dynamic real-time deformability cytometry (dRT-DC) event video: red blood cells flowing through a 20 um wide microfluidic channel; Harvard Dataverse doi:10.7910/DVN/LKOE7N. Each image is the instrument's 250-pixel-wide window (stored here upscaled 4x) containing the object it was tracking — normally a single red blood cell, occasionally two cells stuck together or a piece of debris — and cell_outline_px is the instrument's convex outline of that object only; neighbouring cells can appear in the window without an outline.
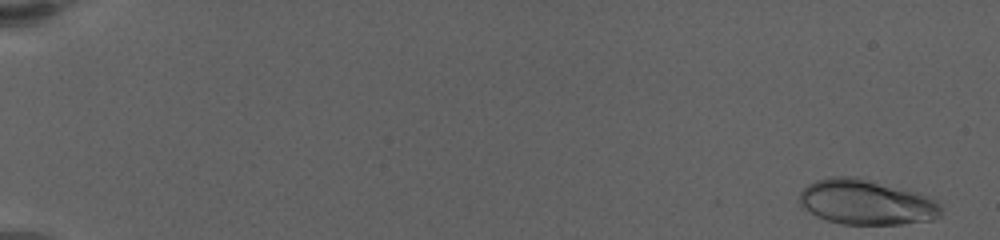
{"species": "human", "species_latin": "Homo sapiens", "temperature_condition": "warm", "stored_images_in_passage": 78, "camera_frame_rate_fps": 3000, "um_per_image_px": 0.085, "donor": {"sex": "female"}, "frame": {"image": 1, "passage_image": 1, "time_ms": 0.0, "image_size_px": [1000, 240], "cell_outline_px": [[940, 216], [932, 220], [900, 224], [840, 224], [824, 220], [800, 208], [796, 200], [800, 192], [808, 184], [816, 180], [832, 176], [856, 176], [916, 192], [928, 196], [936, 200], [940, 204]], "centroid_in_image_um": [73.56, 17.19], "position_along_channel_um": 11.4, "area_um2": 37.69}}
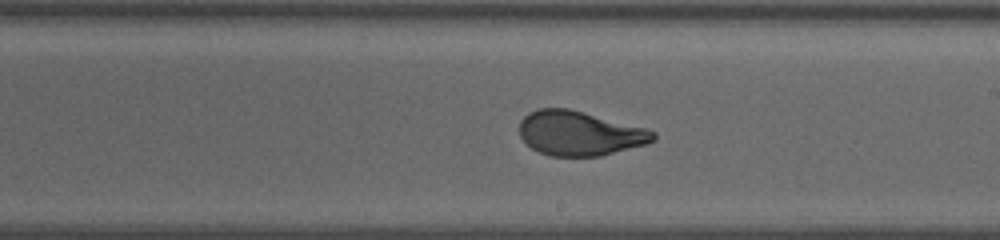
{"frame": {"image": 2, "passage_image": 38, "time_ms": 12.333, "image_size_px": [1000, 240], "cell_outline_px": [[656, 140], [644, 144], [600, 156], [548, 156], [532, 148], [520, 136], [520, 120], [528, 112], [540, 108], [568, 108], [648, 128], [656, 132]], "centroid_in_image_um": [49.27, 11.32], "position_along_channel_um": 239.7, "area_um2": 34.68}}
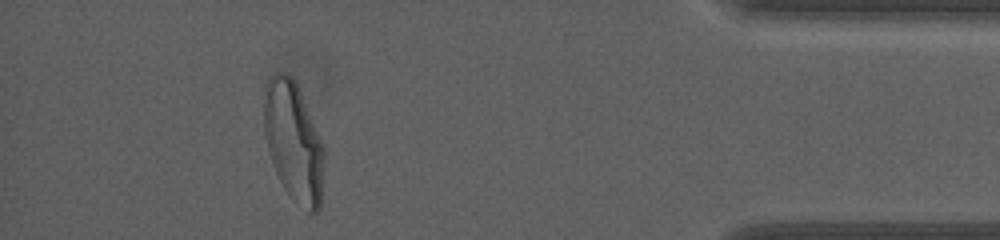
{"frame": {"image": 3, "passage_image": 69, "time_ms": 18.667, "image_size_px": [1000, 240], "cell_outline_px": [[324, 156], [320, 208], [312, 216], [292, 200], [284, 188], [276, 172], [268, 148], [264, 132], [264, 104], [268, 76], [272, 72], [284, 72], [292, 76], [296, 80], [324, 148]], "centroid_in_image_um": [24.95, 12.04], "position_along_channel_um": 410.2, "area_um2": 41.91}, "authors_computed_cell_mechanics": {"area_um2": 35.3158, "velocity_mm_per_s": 3.3533, "shape_relaxation_time_tau1_ms": 6.1526, "shape_relaxation_time_tau2_ms": null, "deformation_change_tau1": 0.2414, "deformation_change_tau2": null}}